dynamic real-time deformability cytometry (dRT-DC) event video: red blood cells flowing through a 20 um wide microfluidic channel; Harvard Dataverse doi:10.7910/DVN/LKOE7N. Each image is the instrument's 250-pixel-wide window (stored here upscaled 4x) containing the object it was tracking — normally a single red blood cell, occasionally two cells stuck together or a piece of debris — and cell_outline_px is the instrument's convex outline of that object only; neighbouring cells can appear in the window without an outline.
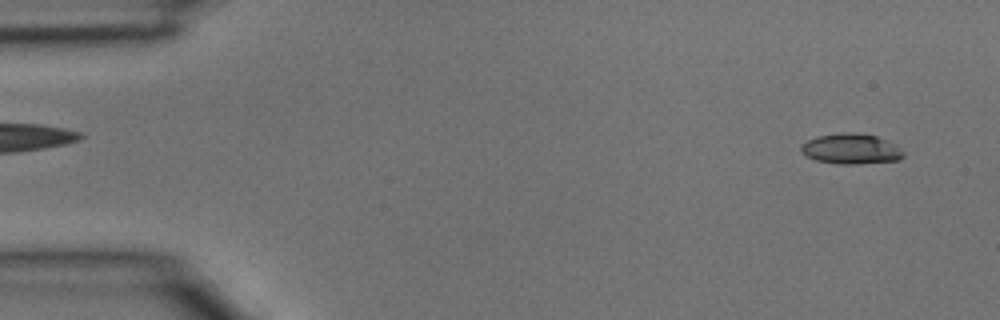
{"species": "common noctule bat (a hibernating species)", "species_latin": "Nyctalus noctula", "temperature_condition": "room temperature", "stored_images_in_passage": 4, "segment_of_instrument_passage": [2, 2], "camera_frame_rate_fps": 3000, "um_per_image_px": 0.085, "animal": {"sex": "male", "body_mass_g": 15.6}, "frame": {"image": 1, "passage_image": 4, "time_ms": 1.0, "image_size_px": [1000, 320], "cell_outline_px": [[904, 156], [900, 160], [856, 164], [840, 164], [816, 160], [804, 156], [800, 152], [800, 148], [808, 140], [816, 136], [844, 132], [856, 132], [876, 136], [896, 144], [904, 152]], "centroid_in_image_um": [72.35, 12.65], "position_along_channel_um": 12.7, "area_um2": 18.26}}